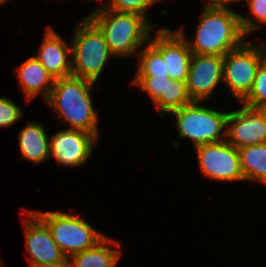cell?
Wrapping results in <instances>:
<instances>
[{
	"mask_svg": "<svg viewBox=\"0 0 266 267\" xmlns=\"http://www.w3.org/2000/svg\"><path fill=\"white\" fill-rule=\"evenodd\" d=\"M202 12L194 41L186 38L195 54L224 56L240 47L245 35L260 27L256 21L233 10L204 8Z\"/></svg>",
	"mask_w": 266,
	"mask_h": 267,
	"instance_id": "1",
	"label": "cell"
},
{
	"mask_svg": "<svg viewBox=\"0 0 266 267\" xmlns=\"http://www.w3.org/2000/svg\"><path fill=\"white\" fill-rule=\"evenodd\" d=\"M94 84L73 75L56 79L45 101L69 129L83 130L98 138V115L90 96Z\"/></svg>",
	"mask_w": 266,
	"mask_h": 267,
	"instance_id": "2",
	"label": "cell"
},
{
	"mask_svg": "<svg viewBox=\"0 0 266 267\" xmlns=\"http://www.w3.org/2000/svg\"><path fill=\"white\" fill-rule=\"evenodd\" d=\"M88 18L102 32L114 57L132 56L152 36V25L146 17L136 13L115 12L104 6Z\"/></svg>",
	"mask_w": 266,
	"mask_h": 267,
	"instance_id": "3",
	"label": "cell"
},
{
	"mask_svg": "<svg viewBox=\"0 0 266 267\" xmlns=\"http://www.w3.org/2000/svg\"><path fill=\"white\" fill-rule=\"evenodd\" d=\"M76 26L72 45V75L96 82L112 57L104 35L87 17Z\"/></svg>",
	"mask_w": 266,
	"mask_h": 267,
	"instance_id": "4",
	"label": "cell"
},
{
	"mask_svg": "<svg viewBox=\"0 0 266 267\" xmlns=\"http://www.w3.org/2000/svg\"><path fill=\"white\" fill-rule=\"evenodd\" d=\"M34 213L48 226L53 240L66 258L95 246L105 237L79 215L61 211Z\"/></svg>",
	"mask_w": 266,
	"mask_h": 267,
	"instance_id": "5",
	"label": "cell"
},
{
	"mask_svg": "<svg viewBox=\"0 0 266 267\" xmlns=\"http://www.w3.org/2000/svg\"><path fill=\"white\" fill-rule=\"evenodd\" d=\"M199 103L192 101L170 112L176 118L179 138H189L195 147L226 140L228 113L215 111Z\"/></svg>",
	"mask_w": 266,
	"mask_h": 267,
	"instance_id": "6",
	"label": "cell"
},
{
	"mask_svg": "<svg viewBox=\"0 0 266 267\" xmlns=\"http://www.w3.org/2000/svg\"><path fill=\"white\" fill-rule=\"evenodd\" d=\"M265 59L266 45L255 46L249 42L223 56L222 82L240 102L249 94L256 71Z\"/></svg>",
	"mask_w": 266,
	"mask_h": 267,
	"instance_id": "7",
	"label": "cell"
},
{
	"mask_svg": "<svg viewBox=\"0 0 266 267\" xmlns=\"http://www.w3.org/2000/svg\"><path fill=\"white\" fill-rule=\"evenodd\" d=\"M201 173L211 180L243 181L240 155L227 140L195 147Z\"/></svg>",
	"mask_w": 266,
	"mask_h": 267,
	"instance_id": "8",
	"label": "cell"
},
{
	"mask_svg": "<svg viewBox=\"0 0 266 267\" xmlns=\"http://www.w3.org/2000/svg\"><path fill=\"white\" fill-rule=\"evenodd\" d=\"M28 216L24 219L25 247L31 267H48L63 262L66 256L53 240L48 226L34 213L23 211Z\"/></svg>",
	"mask_w": 266,
	"mask_h": 267,
	"instance_id": "9",
	"label": "cell"
},
{
	"mask_svg": "<svg viewBox=\"0 0 266 267\" xmlns=\"http://www.w3.org/2000/svg\"><path fill=\"white\" fill-rule=\"evenodd\" d=\"M182 30L160 29L149 42L166 60V73L173 80L187 81L192 51ZM152 39V40H151Z\"/></svg>",
	"mask_w": 266,
	"mask_h": 267,
	"instance_id": "10",
	"label": "cell"
},
{
	"mask_svg": "<svg viewBox=\"0 0 266 267\" xmlns=\"http://www.w3.org/2000/svg\"><path fill=\"white\" fill-rule=\"evenodd\" d=\"M223 81V56L192 53L187 92L192 101H206Z\"/></svg>",
	"mask_w": 266,
	"mask_h": 267,
	"instance_id": "11",
	"label": "cell"
},
{
	"mask_svg": "<svg viewBox=\"0 0 266 267\" xmlns=\"http://www.w3.org/2000/svg\"><path fill=\"white\" fill-rule=\"evenodd\" d=\"M97 140L93 134L83 130H60L49 138L50 157L64 167H78L92 155Z\"/></svg>",
	"mask_w": 266,
	"mask_h": 267,
	"instance_id": "12",
	"label": "cell"
},
{
	"mask_svg": "<svg viewBox=\"0 0 266 267\" xmlns=\"http://www.w3.org/2000/svg\"><path fill=\"white\" fill-rule=\"evenodd\" d=\"M226 140L237 149L265 143L266 119L262 111L243 105L241 109L229 112Z\"/></svg>",
	"mask_w": 266,
	"mask_h": 267,
	"instance_id": "13",
	"label": "cell"
},
{
	"mask_svg": "<svg viewBox=\"0 0 266 267\" xmlns=\"http://www.w3.org/2000/svg\"><path fill=\"white\" fill-rule=\"evenodd\" d=\"M70 54L71 46L48 26L35 57L55 80L72 75V59H68Z\"/></svg>",
	"mask_w": 266,
	"mask_h": 267,
	"instance_id": "14",
	"label": "cell"
},
{
	"mask_svg": "<svg viewBox=\"0 0 266 267\" xmlns=\"http://www.w3.org/2000/svg\"><path fill=\"white\" fill-rule=\"evenodd\" d=\"M20 86L27 102L42 95L46 100L54 86L55 79L46 71L45 67L35 56H31L16 70Z\"/></svg>",
	"mask_w": 266,
	"mask_h": 267,
	"instance_id": "15",
	"label": "cell"
},
{
	"mask_svg": "<svg viewBox=\"0 0 266 267\" xmlns=\"http://www.w3.org/2000/svg\"><path fill=\"white\" fill-rule=\"evenodd\" d=\"M18 139L23 159L38 164L50 158L49 137L43 124L28 121L20 130Z\"/></svg>",
	"mask_w": 266,
	"mask_h": 267,
	"instance_id": "16",
	"label": "cell"
},
{
	"mask_svg": "<svg viewBox=\"0 0 266 267\" xmlns=\"http://www.w3.org/2000/svg\"><path fill=\"white\" fill-rule=\"evenodd\" d=\"M120 243L109 237H104L95 246L72 255L69 259L73 267H116L122 253L120 250L111 248Z\"/></svg>",
	"mask_w": 266,
	"mask_h": 267,
	"instance_id": "17",
	"label": "cell"
},
{
	"mask_svg": "<svg viewBox=\"0 0 266 267\" xmlns=\"http://www.w3.org/2000/svg\"><path fill=\"white\" fill-rule=\"evenodd\" d=\"M244 181L266 184V142L238 149Z\"/></svg>",
	"mask_w": 266,
	"mask_h": 267,
	"instance_id": "18",
	"label": "cell"
},
{
	"mask_svg": "<svg viewBox=\"0 0 266 267\" xmlns=\"http://www.w3.org/2000/svg\"><path fill=\"white\" fill-rule=\"evenodd\" d=\"M192 102L187 92L186 81L168 79L166 97H160L155 107L160 111V116H165L176 109H180Z\"/></svg>",
	"mask_w": 266,
	"mask_h": 267,
	"instance_id": "19",
	"label": "cell"
},
{
	"mask_svg": "<svg viewBox=\"0 0 266 267\" xmlns=\"http://www.w3.org/2000/svg\"><path fill=\"white\" fill-rule=\"evenodd\" d=\"M148 44L139 52V66L136 76L169 77L166 73V60L161 53L148 41Z\"/></svg>",
	"mask_w": 266,
	"mask_h": 267,
	"instance_id": "20",
	"label": "cell"
},
{
	"mask_svg": "<svg viewBox=\"0 0 266 267\" xmlns=\"http://www.w3.org/2000/svg\"><path fill=\"white\" fill-rule=\"evenodd\" d=\"M240 103L252 108H261L266 105V59L256 71L249 94Z\"/></svg>",
	"mask_w": 266,
	"mask_h": 267,
	"instance_id": "21",
	"label": "cell"
},
{
	"mask_svg": "<svg viewBox=\"0 0 266 267\" xmlns=\"http://www.w3.org/2000/svg\"><path fill=\"white\" fill-rule=\"evenodd\" d=\"M170 77L135 76L132 84L137 85L142 91H146L154 104L160 97H166L167 82Z\"/></svg>",
	"mask_w": 266,
	"mask_h": 267,
	"instance_id": "22",
	"label": "cell"
},
{
	"mask_svg": "<svg viewBox=\"0 0 266 267\" xmlns=\"http://www.w3.org/2000/svg\"><path fill=\"white\" fill-rule=\"evenodd\" d=\"M160 0H108L104 5L115 12L136 13L145 17V11L149 6Z\"/></svg>",
	"mask_w": 266,
	"mask_h": 267,
	"instance_id": "23",
	"label": "cell"
},
{
	"mask_svg": "<svg viewBox=\"0 0 266 267\" xmlns=\"http://www.w3.org/2000/svg\"><path fill=\"white\" fill-rule=\"evenodd\" d=\"M23 116L21 107L8 97H0V128L14 125Z\"/></svg>",
	"mask_w": 266,
	"mask_h": 267,
	"instance_id": "24",
	"label": "cell"
},
{
	"mask_svg": "<svg viewBox=\"0 0 266 267\" xmlns=\"http://www.w3.org/2000/svg\"><path fill=\"white\" fill-rule=\"evenodd\" d=\"M251 14L260 21V25L266 24V0H245Z\"/></svg>",
	"mask_w": 266,
	"mask_h": 267,
	"instance_id": "25",
	"label": "cell"
},
{
	"mask_svg": "<svg viewBox=\"0 0 266 267\" xmlns=\"http://www.w3.org/2000/svg\"><path fill=\"white\" fill-rule=\"evenodd\" d=\"M204 8L207 9H219V10H231L226 5L234 2H239L241 0H206Z\"/></svg>",
	"mask_w": 266,
	"mask_h": 267,
	"instance_id": "26",
	"label": "cell"
},
{
	"mask_svg": "<svg viewBox=\"0 0 266 267\" xmlns=\"http://www.w3.org/2000/svg\"><path fill=\"white\" fill-rule=\"evenodd\" d=\"M48 267H73L71 261L69 258L65 259L63 262L58 263V264H54V265H50Z\"/></svg>",
	"mask_w": 266,
	"mask_h": 267,
	"instance_id": "27",
	"label": "cell"
},
{
	"mask_svg": "<svg viewBox=\"0 0 266 267\" xmlns=\"http://www.w3.org/2000/svg\"><path fill=\"white\" fill-rule=\"evenodd\" d=\"M259 109L262 111V113H263V115H264V117L266 119V105L261 107V108H259Z\"/></svg>",
	"mask_w": 266,
	"mask_h": 267,
	"instance_id": "28",
	"label": "cell"
},
{
	"mask_svg": "<svg viewBox=\"0 0 266 267\" xmlns=\"http://www.w3.org/2000/svg\"><path fill=\"white\" fill-rule=\"evenodd\" d=\"M7 0H0V4L5 3Z\"/></svg>",
	"mask_w": 266,
	"mask_h": 267,
	"instance_id": "29",
	"label": "cell"
}]
</instances>
